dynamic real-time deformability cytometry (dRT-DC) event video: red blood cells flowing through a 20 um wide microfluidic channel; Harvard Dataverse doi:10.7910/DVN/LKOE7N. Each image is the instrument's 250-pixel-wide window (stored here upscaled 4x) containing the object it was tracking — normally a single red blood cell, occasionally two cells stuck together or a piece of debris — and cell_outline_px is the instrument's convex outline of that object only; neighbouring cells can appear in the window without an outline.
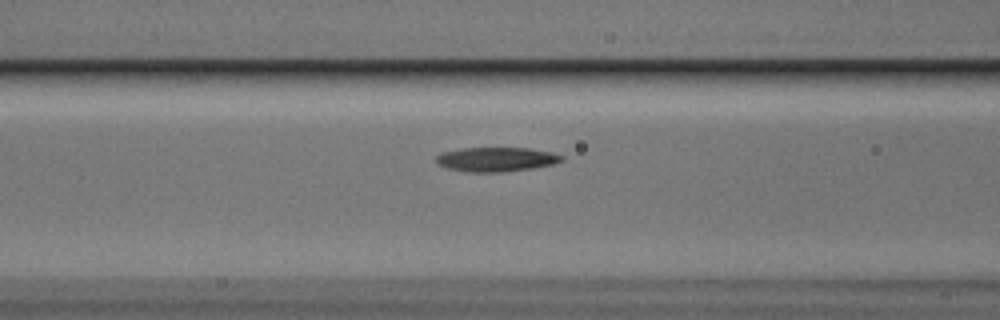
{"species": "Egyptian fruit bat (a non-hibernating species)", "species_latin": "Rousettus aegyptiacus", "temperature_condition": "cold", "stored_images_in_passage": 34, "camera_frame_rate_fps": 3000, "um_per_image_px": 0.085, "animal": {"sex": "male"}, "frame": {"image": 1, "passage_image": 7, "time_ms": 2.0, "image_size_px": [1000, 320], "cell_outline_px": [[564, 160], [552, 164], [532, 168], [500, 172], [468, 172], [448, 168], [436, 164], [436, 156], [440, 152], [460, 148], [528, 148], [552, 152], [564, 156]], "centroid_in_image_um": [42.15, 13.54], "position_along_channel_um": 124.5, "area_um2": 17.86}}
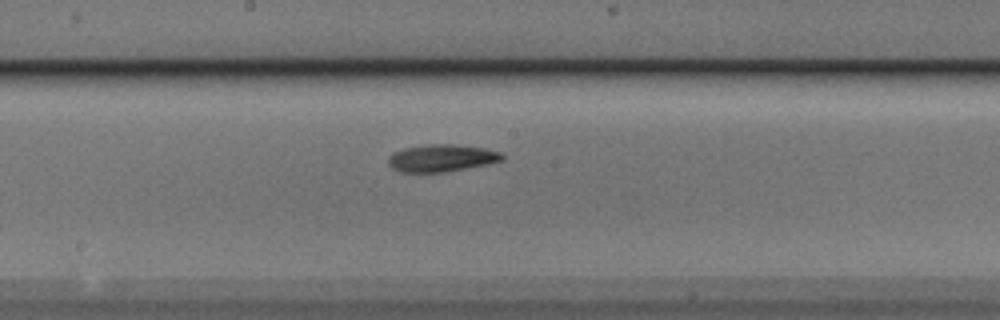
{"frame": {"image": 2, "passage_image": 14, "time_ms": 4.333, "image_size_px": [1000, 320], "cell_outline_px": [[504, 160], [488, 164], [444, 172], [400, 172], [392, 168], [388, 164], [388, 156], [392, 152], [404, 148], [432, 144], [452, 144], [484, 148], [500, 152], [504, 156]], "centroid_in_image_um": [37.51, 13.44], "position_along_channel_um": 210.7, "area_um2": 18.09}}
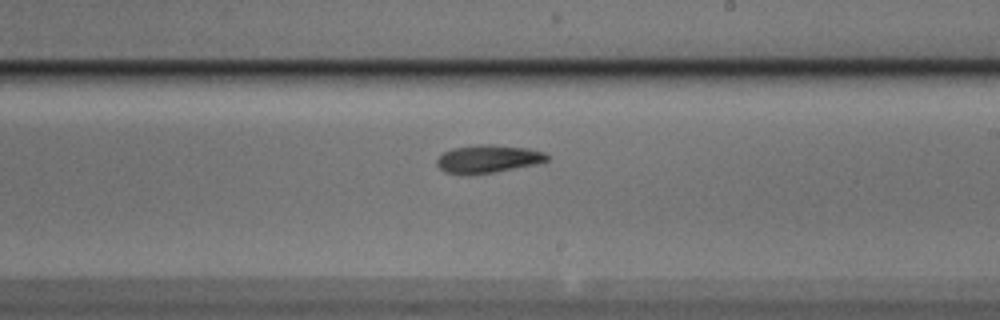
{"frame": {"image": 3, "passage_image": 17, "time_ms": 5.333, "image_size_px": [1000, 320], "cell_outline_px": [[548, 160], [540, 164], [496, 172], [444, 172], [436, 164], [436, 160], [444, 152], [452, 148], [476, 144], [488, 144], [528, 148], [544, 152], [548, 156]], "centroid_in_image_um": [41.54, 13.47], "position_along_channel_um": 247.5, "area_um2": 17.63}, "authors_computed_cell_mechanics": {"area_um2": 17.918, "velocity_mm_per_s": 3.7047, "shape_relaxation_time_tau1_ms": 5.1578, "shape_relaxation_time_tau2_ms": 10.2514, "deformation_change_tau1": 0.1408, "deformation_change_tau2": 0.1505}}